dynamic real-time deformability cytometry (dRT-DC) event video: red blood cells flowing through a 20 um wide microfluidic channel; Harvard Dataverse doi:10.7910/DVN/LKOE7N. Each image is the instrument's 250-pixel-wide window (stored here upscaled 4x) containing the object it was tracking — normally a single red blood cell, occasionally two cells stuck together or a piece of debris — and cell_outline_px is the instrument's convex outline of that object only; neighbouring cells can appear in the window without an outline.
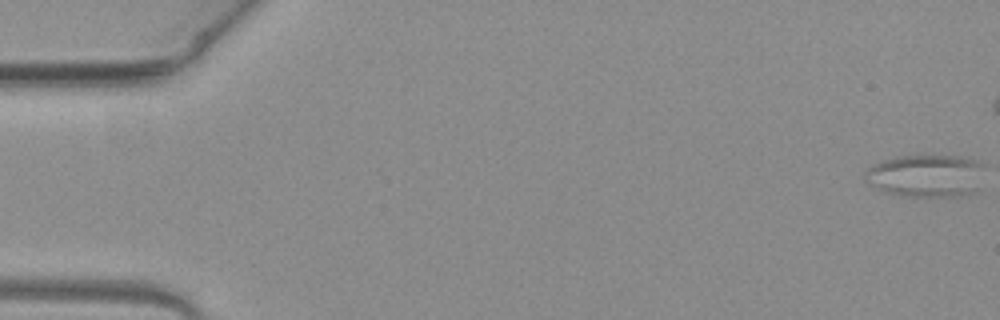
{"species": "common noctule bat (a hibernating species)", "species_latin": "Nyctalus noctula", "temperature_condition": "warm", "stored_images_in_passage": 13, "camera_frame_rate_fps": 3000, "um_per_image_px": 0.085, "animal": {"sex": "female", "body_mass_g": 19.3, "forearm_length_mm": 54.1}, "frame": {"image": 1, "passage_image": 1, "time_ms": 0.0, "image_size_px": [1000, 320], "cell_outline_px": [[984, 164], [968, 192], [960, 196], [904, 196], [888, 192], [868, 184], [864, 180], [864, 172], [872, 164], [892, 156], [920, 152], [964, 156], [976, 160]], "centroid_in_image_um": [78.56, 14.84], "position_along_channel_um": 6.4, "area_um2": 29.94}}